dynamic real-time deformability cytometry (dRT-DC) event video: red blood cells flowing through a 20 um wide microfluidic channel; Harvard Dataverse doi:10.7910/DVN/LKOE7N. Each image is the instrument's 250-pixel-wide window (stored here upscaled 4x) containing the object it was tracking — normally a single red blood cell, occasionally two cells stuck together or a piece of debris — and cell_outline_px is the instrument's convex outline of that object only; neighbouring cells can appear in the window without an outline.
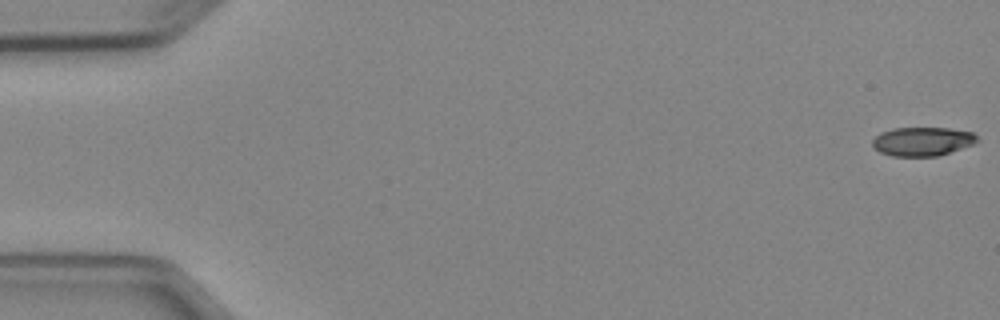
{"species": "Egyptian fruit bat (a non-hibernating species)", "species_latin": "Rousettus aegyptiacus", "temperature_condition": "cold", "stored_images_in_passage": 5, "segment_of_instrument_passage": [2, 2], "camera_frame_rate_fps": 3000, "um_per_image_px": 0.085, "animal": {"sex": "female"}, "frame": {"image": 1, "passage_image": 5, "time_ms": 5.667, "image_size_px": [1000, 320], "cell_outline_px": [[980, 140], [976, 144], [936, 156], [892, 156], [880, 152], [872, 144], [872, 140], [880, 132], [892, 128], [948, 128], [972, 132]], "centroid_in_image_um": [78.42, 12.02], "position_along_channel_um": 6.6, "area_um2": 17.63}}